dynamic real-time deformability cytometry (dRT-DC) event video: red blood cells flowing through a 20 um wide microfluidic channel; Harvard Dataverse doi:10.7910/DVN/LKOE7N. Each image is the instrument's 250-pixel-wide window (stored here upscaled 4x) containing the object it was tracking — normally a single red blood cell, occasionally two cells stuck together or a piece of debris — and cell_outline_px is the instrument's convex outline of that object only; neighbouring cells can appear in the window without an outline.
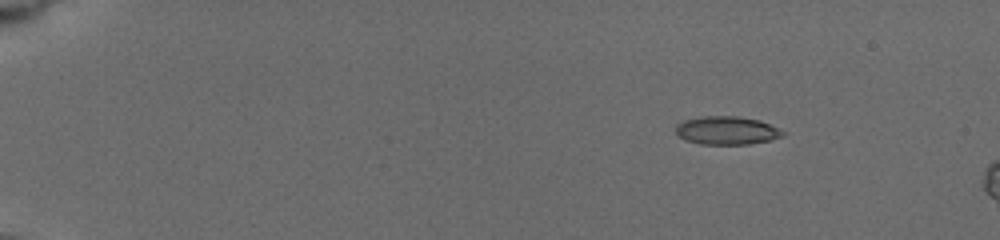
{"species": "common noctule bat (a hibernating species)", "species_latin": "Nyctalus noctula", "temperature_condition": "cold", "stored_images_in_passage": 16, "camera_frame_rate_fps": 3000, "um_per_image_px": 0.085, "animal": {"sex": "female", "body_mass_g": 19.5, "forearm_length_mm": 54.1}, "frame": {"image": 1, "passage_image": 7, "time_ms": 2.333, "image_size_px": [1000, 240], "cell_outline_px": [[788, 132], [784, 136], [772, 140], [748, 144], [700, 144], [684, 140], [676, 132], [676, 124], [684, 120], [700, 116], [736, 116], [760, 120]], "centroid_in_image_um": [61.81, 11.09], "position_along_channel_um": 23.2, "area_um2": 17.86}}